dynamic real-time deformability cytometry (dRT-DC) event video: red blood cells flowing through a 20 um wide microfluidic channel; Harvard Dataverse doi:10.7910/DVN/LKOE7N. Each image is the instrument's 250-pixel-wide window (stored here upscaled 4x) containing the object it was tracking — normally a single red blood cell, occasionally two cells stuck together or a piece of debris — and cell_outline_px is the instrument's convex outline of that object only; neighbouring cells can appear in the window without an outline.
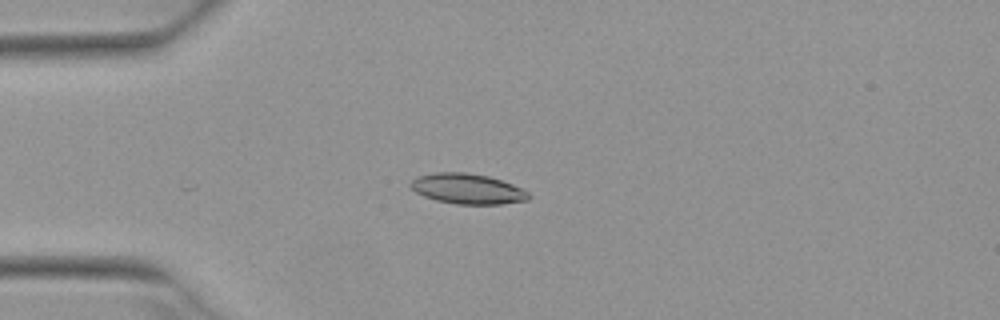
{"species": "Egyptian fruit bat (a non-hibernating species)", "species_latin": "Rousettus aegyptiacus", "temperature_condition": "warm", "stored_images_in_passage": 5, "camera_frame_rate_fps": 3000, "um_per_image_px": 0.085, "animal": {"sex": "female"}, "frame": {"image": 1, "passage_image": 3, "time_ms": 0.667, "image_size_px": [1000, 320], "cell_outline_px": [[532, 196], [528, 200], [500, 204], [456, 204], [436, 200], [424, 196], [416, 192], [408, 184], [416, 176], [436, 172], [464, 172], [488, 176], [512, 184], [528, 192]], "centroid_in_image_um": [39.72, 16.04], "position_along_channel_um": 45.3, "area_um2": 20.81}}
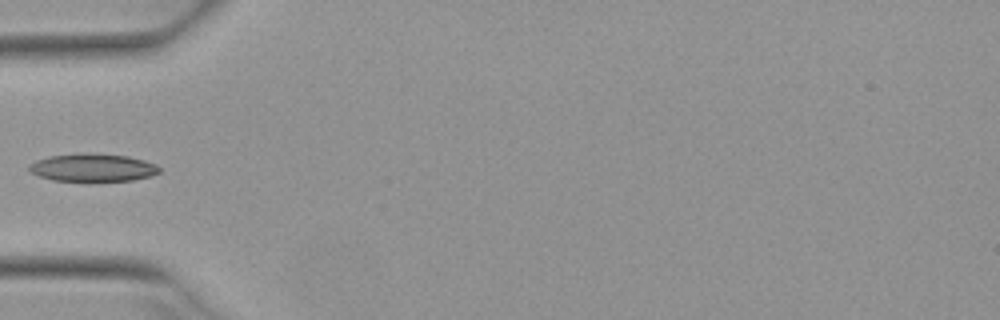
{"frame": {"image": 2, "passage_image": 4, "time_ms": 1.0, "image_size_px": [1000, 320], "cell_outline_px": [[160, 172], [152, 176], [132, 180], [52, 180], [40, 176], [32, 172], [28, 168], [28, 164], [36, 160], [48, 156], [80, 152], [128, 156], [144, 160], [156, 164], [160, 168]], "centroid_in_image_um": [7.88, 14.22], "position_along_channel_um": 77.1, "area_um2": 21.04}}
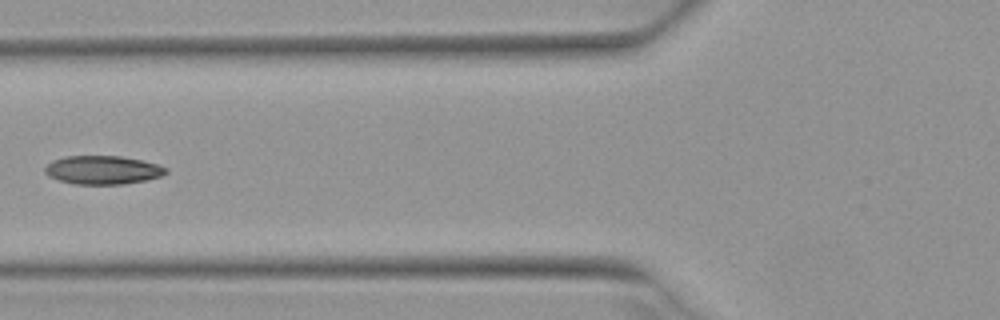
{"frame": {"image": 3, "passage_image": 5, "time_ms": 1.333, "image_size_px": [1000, 320], "cell_outline_px": [[168, 172], [160, 176], [144, 180], [120, 184], [72, 184], [48, 176], [44, 172], [44, 168], [52, 160], [64, 156], [120, 156], [140, 160], [156, 164], [168, 168]], "centroid_in_image_um": [8.69, 14.44], "position_along_channel_um": 117.1, "area_um2": 20.0}}